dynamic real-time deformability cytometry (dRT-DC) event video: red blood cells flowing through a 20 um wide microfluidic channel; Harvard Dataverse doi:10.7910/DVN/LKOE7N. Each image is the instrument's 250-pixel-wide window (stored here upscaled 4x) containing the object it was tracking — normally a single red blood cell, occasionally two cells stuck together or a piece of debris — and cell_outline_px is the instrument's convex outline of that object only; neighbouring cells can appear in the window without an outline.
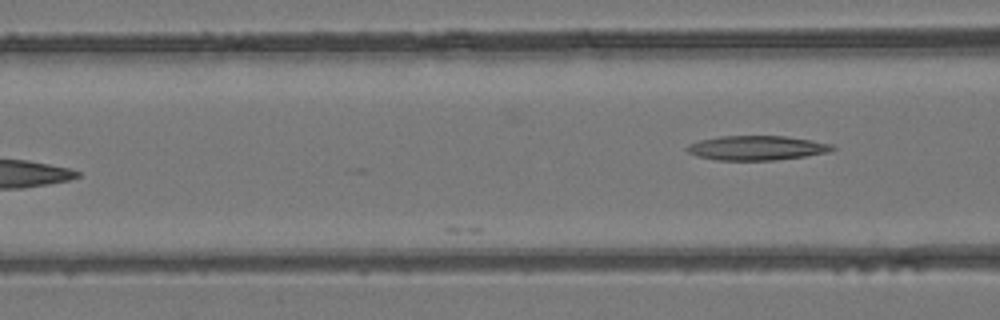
{"species": "common noctule bat (a hibernating species)", "species_latin": "Nyctalus noctula", "temperature_condition": "room temperature", "stored_images_in_passage": 7, "camera_frame_rate_fps": 3000, "um_per_image_px": 0.085, "animal": {"sex": "female", "body_mass_g": 24.6, "forearm_length_mm": 56.2}, "frame": {"image": 1, "passage_image": 7, "time_ms": 7.0, "image_size_px": [1000, 320], "cell_outline_px": [[836, 148], [828, 152], [804, 156], [776, 160], [716, 160], [696, 156], [688, 152], [684, 148], [688, 144], [700, 140], [720, 136], [784, 136], [812, 140], [832, 144]], "centroid_in_image_um": [64.29, 12.57], "position_along_channel_um": 102.3, "area_um2": 20.75}}